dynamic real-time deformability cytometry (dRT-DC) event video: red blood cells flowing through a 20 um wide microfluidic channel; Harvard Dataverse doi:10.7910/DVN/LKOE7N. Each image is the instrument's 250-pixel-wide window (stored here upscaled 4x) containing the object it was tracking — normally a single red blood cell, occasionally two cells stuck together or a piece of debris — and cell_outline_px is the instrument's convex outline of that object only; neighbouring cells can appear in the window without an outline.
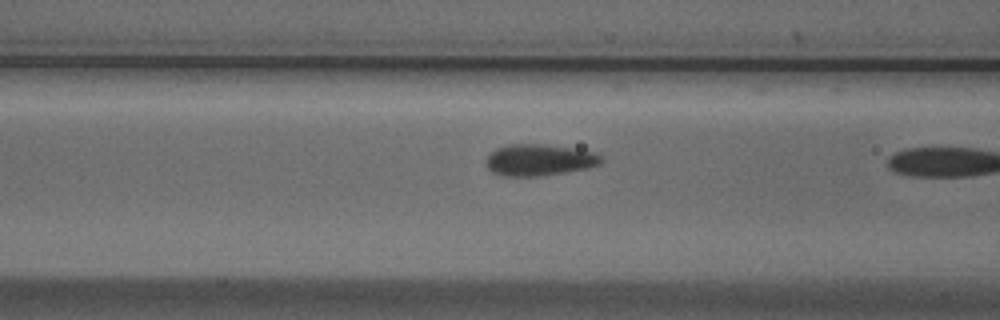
{"species": "Egyptian fruit bat (a non-hibernating species)", "species_latin": "Rousettus aegyptiacus", "temperature_condition": "cold", "stored_images_in_passage": 20, "camera_frame_rate_fps": 3000, "um_per_image_px": 0.085, "animal": {"sex": "male"}, "frame": {"image": 1, "passage_image": 19, "time_ms": 6.0, "image_size_px": [1000, 320], "cell_outline_px": [[604, 160], [600, 164], [588, 168], [564, 172], [536, 176], [504, 176], [492, 172], [484, 164], [484, 160], [496, 148], [508, 144], [544, 144], [576, 148], [596, 152], [604, 156]], "centroid_in_image_um": [45.86, 13.58], "position_along_channel_um": 120.7, "area_um2": 21.44}}